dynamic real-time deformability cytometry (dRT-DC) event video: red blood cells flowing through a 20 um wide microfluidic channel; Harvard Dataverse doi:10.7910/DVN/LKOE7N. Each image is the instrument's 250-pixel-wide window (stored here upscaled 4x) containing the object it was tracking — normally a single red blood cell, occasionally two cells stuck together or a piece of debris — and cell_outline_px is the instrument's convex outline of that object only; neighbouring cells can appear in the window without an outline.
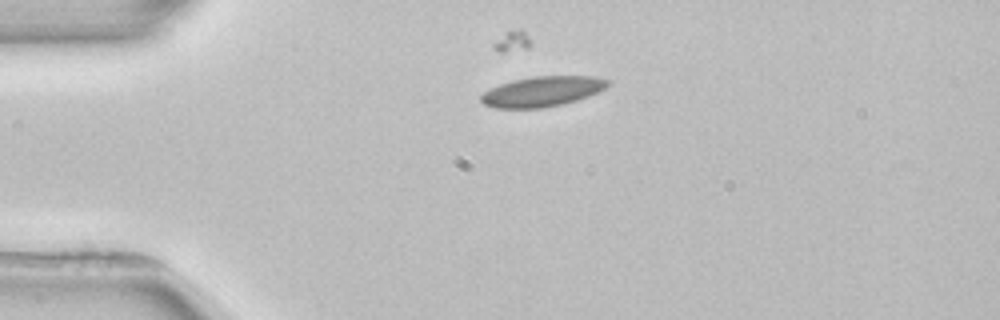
{"species": "common noctule bat (a hibernating species)", "species_latin": "Nyctalus noctula", "temperature_condition": "room temperature", "stored_images_in_passage": 3, "camera_frame_rate_fps": 3000, "um_per_image_px": 0.085, "animal": {"sex": "female", "body_mass_g": 22.7, "forearm_length_mm": 54.2}, "frame": {"image": 1, "passage_image": 1, "time_ms": 0.0, "image_size_px": [1000, 320], "cell_outline_px": [[612, 84], [588, 96], [576, 100], [560, 104], [540, 108], [496, 108], [484, 104], [480, 100], [480, 96], [484, 92], [500, 84], [512, 80], [532, 76], [592, 76], [612, 80]], "centroid_in_image_um": [46.1, 7.76], "position_along_channel_um": 38.9, "area_um2": 22.2}}